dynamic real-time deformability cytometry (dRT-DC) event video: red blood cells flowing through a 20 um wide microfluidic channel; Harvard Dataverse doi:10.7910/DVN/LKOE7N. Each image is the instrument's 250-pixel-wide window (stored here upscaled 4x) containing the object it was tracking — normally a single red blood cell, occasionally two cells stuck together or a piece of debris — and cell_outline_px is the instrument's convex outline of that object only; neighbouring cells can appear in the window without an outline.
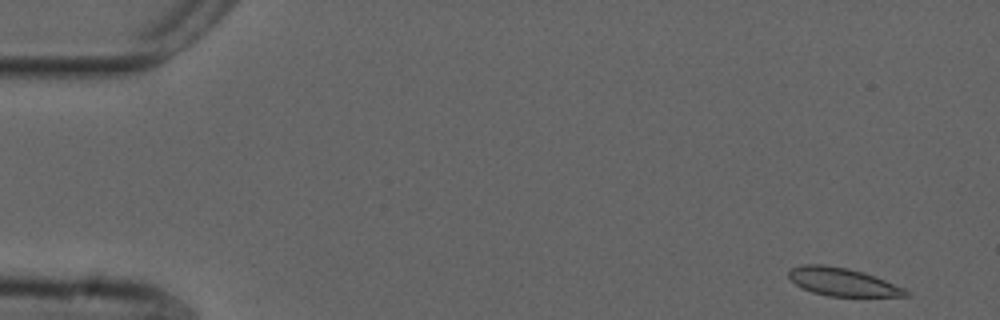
{"species": "common noctule bat (a hibernating species)", "species_latin": "Nyctalus noctula", "temperature_condition": "cold", "stored_images_in_passage": 54, "camera_frame_rate_fps": 3000, "um_per_image_px": 0.085, "animal": {"sex": "male", "forearm_length_mm": 52.5}, "frame": {"image": 1, "passage_image": 1, "time_ms": 0.0, "image_size_px": [1000, 320], "cell_outline_px": [[912, 292], [908, 296], [828, 296], [812, 292], [800, 288], [788, 276], [788, 272], [792, 268], [800, 264], [824, 264], [848, 268], [864, 272], [904, 288]], "centroid_in_image_um": [71.59, 23.95], "position_along_channel_um": 13.4, "area_um2": 19.19}}
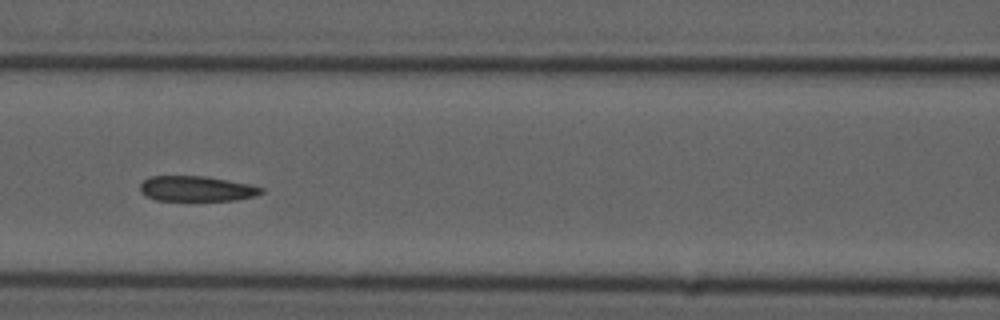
{"frame": {"image": 2, "passage_image": 22, "time_ms": 7.0, "image_size_px": [1000, 320], "cell_outline_px": [[264, 192], [256, 196], [236, 200], [156, 200], [148, 196], [140, 188], [140, 184], [144, 180], [152, 176], [204, 176], [252, 184], [264, 188]], "centroid_in_image_um": [16.79, 16.03], "position_along_channel_um": 149.8, "area_um2": 17.74}}
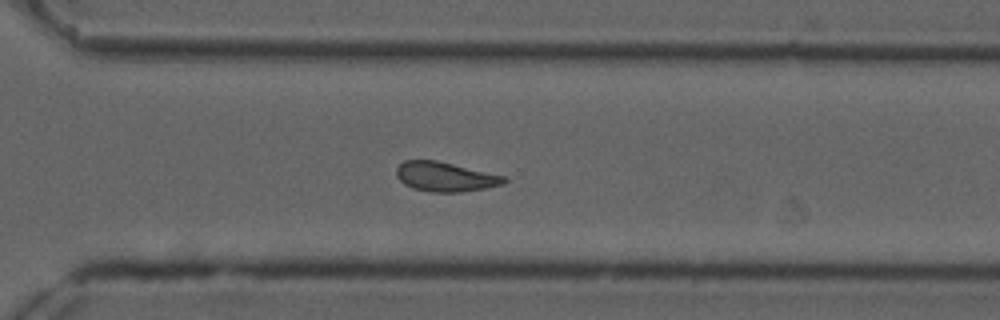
{"frame": {"image": 3, "passage_image": 37, "time_ms": 12.0, "image_size_px": [1000, 320], "cell_outline_px": [[508, 180], [504, 184], [484, 188], [460, 192], [428, 192], [412, 188], [404, 184], [396, 176], [396, 168], [404, 160], [436, 160], [508, 176]], "centroid_in_image_um": [37.86, 15.02], "position_along_channel_um": 332.7, "area_um2": 18.73}, "authors_computed_cell_mechanics": {"area_um2": 19.1029, "velocity_mm_per_s": 3.6692, "shape_relaxation_time_tau1_ms": null, "shape_relaxation_time_tau2_ms": 2.6472, "deformation_change_tau1": null, "deformation_change_tau2": 0.0943}}